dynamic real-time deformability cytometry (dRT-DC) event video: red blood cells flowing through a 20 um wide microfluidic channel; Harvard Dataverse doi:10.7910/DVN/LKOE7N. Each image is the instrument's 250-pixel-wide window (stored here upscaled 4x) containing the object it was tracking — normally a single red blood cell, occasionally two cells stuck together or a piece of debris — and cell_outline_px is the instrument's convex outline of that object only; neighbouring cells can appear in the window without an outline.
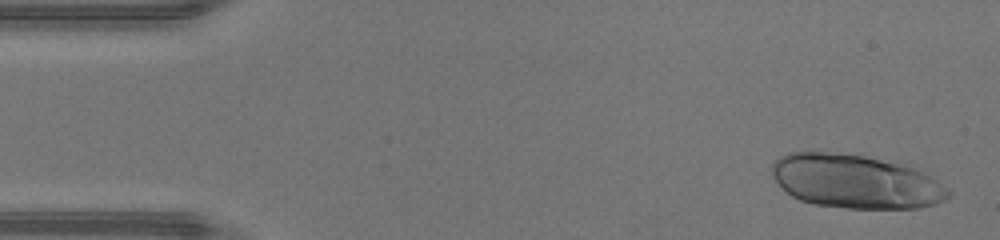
{"species": "human", "species_latin": "Homo sapiens", "temperature_condition": "warm", "stored_images_in_passage": 17, "camera_frame_rate_fps": 3000, "um_per_image_px": 0.085, "donor": {"sex": "male"}, "frame": {"image": 1, "passage_image": 2, "time_ms": 0.333, "image_size_px": [1000, 240], "cell_outline_px": [[952, 196], [944, 200], [920, 208], [848, 208], [816, 204], [800, 200], [792, 196], [772, 176], [772, 164], [780, 156], [788, 152], [836, 152], [864, 156], [912, 168], [936, 180], [948, 188], [952, 192]], "centroid_in_image_um": [72.7, 15.43], "position_along_channel_um": 12.3, "area_um2": 54.51}}
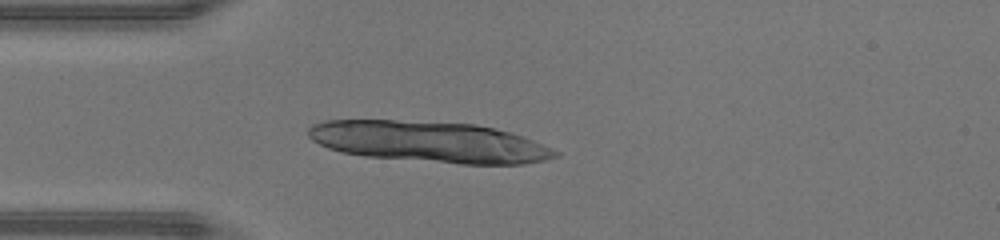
{"frame": {"image": 2, "passage_image": 12, "time_ms": 3.667, "image_size_px": [1000, 240], "cell_outline_px": [[560, 156], [544, 160], [524, 164], [460, 164], [364, 156], [340, 152], [328, 148], [312, 140], [308, 136], [308, 128], [312, 124], [324, 120], [396, 120], [476, 124], [512, 132], [524, 136], [560, 152]], "centroid_in_image_um": [36.49, 12.06], "position_along_channel_um": 48.5, "area_um2": 59.3}}